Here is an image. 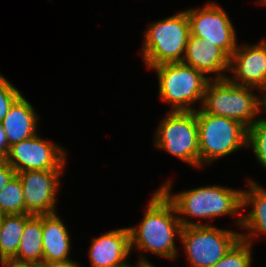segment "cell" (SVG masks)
I'll list each match as a JSON object with an SVG mask.
<instances>
[{
    "mask_svg": "<svg viewBox=\"0 0 266 267\" xmlns=\"http://www.w3.org/2000/svg\"><path fill=\"white\" fill-rule=\"evenodd\" d=\"M257 88L237 85L226 79H210L206 85L201 109L208 114L236 120L247 129L258 119L261 97ZM256 118V119H255Z\"/></svg>",
    "mask_w": 266,
    "mask_h": 267,
    "instance_id": "cell-3",
    "label": "cell"
},
{
    "mask_svg": "<svg viewBox=\"0 0 266 267\" xmlns=\"http://www.w3.org/2000/svg\"><path fill=\"white\" fill-rule=\"evenodd\" d=\"M130 232L119 228L95 237L89 246L88 257L92 267H125L130 257Z\"/></svg>",
    "mask_w": 266,
    "mask_h": 267,
    "instance_id": "cell-13",
    "label": "cell"
},
{
    "mask_svg": "<svg viewBox=\"0 0 266 267\" xmlns=\"http://www.w3.org/2000/svg\"><path fill=\"white\" fill-rule=\"evenodd\" d=\"M230 57L217 45L204 42L202 38L189 35L182 63L201 71L205 76L214 74L211 79H226ZM223 72V73H222Z\"/></svg>",
    "mask_w": 266,
    "mask_h": 267,
    "instance_id": "cell-14",
    "label": "cell"
},
{
    "mask_svg": "<svg viewBox=\"0 0 266 267\" xmlns=\"http://www.w3.org/2000/svg\"><path fill=\"white\" fill-rule=\"evenodd\" d=\"M37 267H81L80 264L72 259L67 261H57V262H43Z\"/></svg>",
    "mask_w": 266,
    "mask_h": 267,
    "instance_id": "cell-25",
    "label": "cell"
},
{
    "mask_svg": "<svg viewBox=\"0 0 266 267\" xmlns=\"http://www.w3.org/2000/svg\"><path fill=\"white\" fill-rule=\"evenodd\" d=\"M189 35L190 24L185 10L149 24L140 50L147 68L181 62Z\"/></svg>",
    "mask_w": 266,
    "mask_h": 267,
    "instance_id": "cell-4",
    "label": "cell"
},
{
    "mask_svg": "<svg viewBox=\"0 0 266 267\" xmlns=\"http://www.w3.org/2000/svg\"><path fill=\"white\" fill-rule=\"evenodd\" d=\"M252 45H242L230 56L229 71L234 75L227 79L237 85L266 89V40Z\"/></svg>",
    "mask_w": 266,
    "mask_h": 267,
    "instance_id": "cell-12",
    "label": "cell"
},
{
    "mask_svg": "<svg viewBox=\"0 0 266 267\" xmlns=\"http://www.w3.org/2000/svg\"><path fill=\"white\" fill-rule=\"evenodd\" d=\"M199 137V168L247 147L248 129L240 122L195 110Z\"/></svg>",
    "mask_w": 266,
    "mask_h": 267,
    "instance_id": "cell-5",
    "label": "cell"
},
{
    "mask_svg": "<svg viewBox=\"0 0 266 267\" xmlns=\"http://www.w3.org/2000/svg\"><path fill=\"white\" fill-rule=\"evenodd\" d=\"M64 170H31L16 173L22 187L26 212L30 215L56 213V195Z\"/></svg>",
    "mask_w": 266,
    "mask_h": 267,
    "instance_id": "cell-11",
    "label": "cell"
},
{
    "mask_svg": "<svg viewBox=\"0 0 266 267\" xmlns=\"http://www.w3.org/2000/svg\"><path fill=\"white\" fill-rule=\"evenodd\" d=\"M139 226L128 227L130 246L167 259H176L175 237L182 225L172 202L160 190L154 192Z\"/></svg>",
    "mask_w": 266,
    "mask_h": 267,
    "instance_id": "cell-2",
    "label": "cell"
},
{
    "mask_svg": "<svg viewBox=\"0 0 266 267\" xmlns=\"http://www.w3.org/2000/svg\"><path fill=\"white\" fill-rule=\"evenodd\" d=\"M252 244L240 238L212 267H251Z\"/></svg>",
    "mask_w": 266,
    "mask_h": 267,
    "instance_id": "cell-21",
    "label": "cell"
},
{
    "mask_svg": "<svg viewBox=\"0 0 266 267\" xmlns=\"http://www.w3.org/2000/svg\"><path fill=\"white\" fill-rule=\"evenodd\" d=\"M70 241L69 232L57 213L42 215L43 262L70 260Z\"/></svg>",
    "mask_w": 266,
    "mask_h": 267,
    "instance_id": "cell-17",
    "label": "cell"
},
{
    "mask_svg": "<svg viewBox=\"0 0 266 267\" xmlns=\"http://www.w3.org/2000/svg\"><path fill=\"white\" fill-rule=\"evenodd\" d=\"M159 84L160 100L171 104L170 111H195L193 104H202L210 76L182 62L165 63L151 67Z\"/></svg>",
    "mask_w": 266,
    "mask_h": 267,
    "instance_id": "cell-6",
    "label": "cell"
},
{
    "mask_svg": "<svg viewBox=\"0 0 266 267\" xmlns=\"http://www.w3.org/2000/svg\"><path fill=\"white\" fill-rule=\"evenodd\" d=\"M248 190H242V208L252 206L251 211L242 214L241 227L249 230V234H242L241 238L252 244L260 234H266V189L252 179H248ZM260 233V234H259Z\"/></svg>",
    "mask_w": 266,
    "mask_h": 267,
    "instance_id": "cell-16",
    "label": "cell"
},
{
    "mask_svg": "<svg viewBox=\"0 0 266 267\" xmlns=\"http://www.w3.org/2000/svg\"><path fill=\"white\" fill-rule=\"evenodd\" d=\"M261 92H263V93H262V97H261V107H260V109H261V111L263 109V111L266 114V89L261 90ZM262 119L264 121H266V118L262 117Z\"/></svg>",
    "mask_w": 266,
    "mask_h": 267,
    "instance_id": "cell-28",
    "label": "cell"
},
{
    "mask_svg": "<svg viewBox=\"0 0 266 267\" xmlns=\"http://www.w3.org/2000/svg\"><path fill=\"white\" fill-rule=\"evenodd\" d=\"M141 258H139V261L137 262L136 265H133V267H156L153 263H150L147 258L141 255Z\"/></svg>",
    "mask_w": 266,
    "mask_h": 267,
    "instance_id": "cell-27",
    "label": "cell"
},
{
    "mask_svg": "<svg viewBox=\"0 0 266 267\" xmlns=\"http://www.w3.org/2000/svg\"><path fill=\"white\" fill-rule=\"evenodd\" d=\"M215 1L202 8L185 10L190 24V34L220 47L229 57L238 47L236 29L227 12Z\"/></svg>",
    "mask_w": 266,
    "mask_h": 267,
    "instance_id": "cell-9",
    "label": "cell"
},
{
    "mask_svg": "<svg viewBox=\"0 0 266 267\" xmlns=\"http://www.w3.org/2000/svg\"><path fill=\"white\" fill-rule=\"evenodd\" d=\"M38 120L34 107L22 94L0 122L5 131L8 146L36 135Z\"/></svg>",
    "mask_w": 266,
    "mask_h": 267,
    "instance_id": "cell-15",
    "label": "cell"
},
{
    "mask_svg": "<svg viewBox=\"0 0 266 267\" xmlns=\"http://www.w3.org/2000/svg\"><path fill=\"white\" fill-rule=\"evenodd\" d=\"M43 263L42 215L26 214V223L11 267H37Z\"/></svg>",
    "mask_w": 266,
    "mask_h": 267,
    "instance_id": "cell-18",
    "label": "cell"
},
{
    "mask_svg": "<svg viewBox=\"0 0 266 267\" xmlns=\"http://www.w3.org/2000/svg\"><path fill=\"white\" fill-rule=\"evenodd\" d=\"M66 151L39 134L10 146L6 162L16 173L31 170H65Z\"/></svg>",
    "mask_w": 266,
    "mask_h": 267,
    "instance_id": "cell-10",
    "label": "cell"
},
{
    "mask_svg": "<svg viewBox=\"0 0 266 267\" xmlns=\"http://www.w3.org/2000/svg\"><path fill=\"white\" fill-rule=\"evenodd\" d=\"M0 211L3 215L28 214L24 203L23 187L16 174L0 190Z\"/></svg>",
    "mask_w": 266,
    "mask_h": 267,
    "instance_id": "cell-20",
    "label": "cell"
},
{
    "mask_svg": "<svg viewBox=\"0 0 266 267\" xmlns=\"http://www.w3.org/2000/svg\"><path fill=\"white\" fill-rule=\"evenodd\" d=\"M9 146L7 143L5 131L3 129V126L0 123V152L6 157L9 151Z\"/></svg>",
    "mask_w": 266,
    "mask_h": 267,
    "instance_id": "cell-26",
    "label": "cell"
},
{
    "mask_svg": "<svg viewBox=\"0 0 266 267\" xmlns=\"http://www.w3.org/2000/svg\"><path fill=\"white\" fill-rule=\"evenodd\" d=\"M240 238L236 231L213 225L182 227L179 237L191 267H212Z\"/></svg>",
    "mask_w": 266,
    "mask_h": 267,
    "instance_id": "cell-8",
    "label": "cell"
},
{
    "mask_svg": "<svg viewBox=\"0 0 266 267\" xmlns=\"http://www.w3.org/2000/svg\"><path fill=\"white\" fill-rule=\"evenodd\" d=\"M155 146L199 167V137L195 111H169L158 123Z\"/></svg>",
    "mask_w": 266,
    "mask_h": 267,
    "instance_id": "cell-7",
    "label": "cell"
},
{
    "mask_svg": "<svg viewBox=\"0 0 266 267\" xmlns=\"http://www.w3.org/2000/svg\"><path fill=\"white\" fill-rule=\"evenodd\" d=\"M1 267H11V266H8V265H1Z\"/></svg>",
    "mask_w": 266,
    "mask_h": 267,
    "instance_id": "cell-32",
    "label": "cell"
},
{
    "mask_svg": "<svg viewBox=\"0 0 266 267\" xmlns=\"http://www.w3.org/2000/svg\"><path fill=\"white\" fill-rule=\"evenodd\" d=\"M15 170L5 161L0 165V190L13 178Z\"/></svg>",
    "mask_w": 266,
    "mask_h": 267,
    "instance_id": "cell-24",
    "label": "cell"
},
{
    "mask_svg": "<svg viewBox=\"0 0 266 267\" xmlns=\"http://www.w3.org/2000/svg\"><path fill=\"white\" fill-rule=\"evenodd\" d=\"M6 161V157L0 152V165Z\"/></svg>",
    "mask_w": 266,
    "mask_h": 267,
    "instance_id": "cell-29",
    "label": "cell"
},
{
    "mask_svg": "<svg viewBox=\"0 0 266 267\" xmlns=\"http://www.w3.org/2000/svg\"><path fill=\"white\" fill-rule=\"evenodd\" d=\"M21 95V92L8 79L0 75V122Z\"/></svg>",
    "mask_w": 266,
    "mask_h": 267,
    "instance_id": "cell-23",
    "label": "cell"
},
{
    "mask_svg": "<svg viewBox=\"0 0 266 267\" xmlns=\"http://www.w3.org/2000/svg\"><path fill=\"white\" fill-rule=\"evenodd\" d=\"M3 214L1 213V211H0V224H1V220H2V218H3Z\"/></svg>",
    "mask_w": 266,
    "mask_h": 267,
    "instance_id": "cell-31",
    "label": "cell"
},
{
    "mask_svg": "<svg viewBox=\"0 0 266 267\" xmlns=\"http://www.w3.org/2000/svg\"><path fill=\"white\" fill-rule=\"evenodd\" d=\"M26 214L4 215L0 224V264L7 265L17 253Z\"/></svg>",
    "mask_w": 266,
    "mask_h": 267,
    "instance_id": "cell-19",
    "label": "cell"
},
{
    "mask_svg": "<svg viewBox=\"0 0 266 267\" xmlns=\"http://www.w3.org/2000/svg\"><path fill=\"white\" fill-rule=\"evenodd\" d=\"M260 1L259 3H262V5H266V0H258Z\"/></svg>",
    "mask_w": 266,
    "mask_h": 267,
    "instance_id": "cell-30",
    "label": "cell"
},
{
    "mask_svg": "<svg viewBox=\"0 0 266 267\" xmlns=\"http://www.w3.org/2000/svg\"><path fill=\"white\" fill-rule=\"evenodd\" d=\"M247 147H251L258 164L266 169V121L258 120L248 128Z\"/></svg>",
    "mask_w": 266,
    "mask_h": 267,
    "instance_id": "cell-22",
    "label": "cell"
},
{
    "mask_svg": "<svg viewBox=\"0 0 266 267\" xmlns=\"http://www.w3.org/2000/svg\"><path fill=\"white\" fill-rule=\"evenodd\" d=\"M172 182L167 181L160 190L172 202L175 207L177 216L181 222L182 227L209 225L200 224L189 220L187 217L199 219H213L215 217L236 216L237 226H241L242 215L239 210L242 209V190L227 188L220 185H207L190 190L182 191L177 194L171 193ZM185 217H184V216ZM182 216V217H181ZM239 216V217H238Z\"/></svg>",
    "mask_w": 266,
    "mask_h": 267,
    "instance_id": "cell-1",
    "label": "cell"
}]
</instances>
